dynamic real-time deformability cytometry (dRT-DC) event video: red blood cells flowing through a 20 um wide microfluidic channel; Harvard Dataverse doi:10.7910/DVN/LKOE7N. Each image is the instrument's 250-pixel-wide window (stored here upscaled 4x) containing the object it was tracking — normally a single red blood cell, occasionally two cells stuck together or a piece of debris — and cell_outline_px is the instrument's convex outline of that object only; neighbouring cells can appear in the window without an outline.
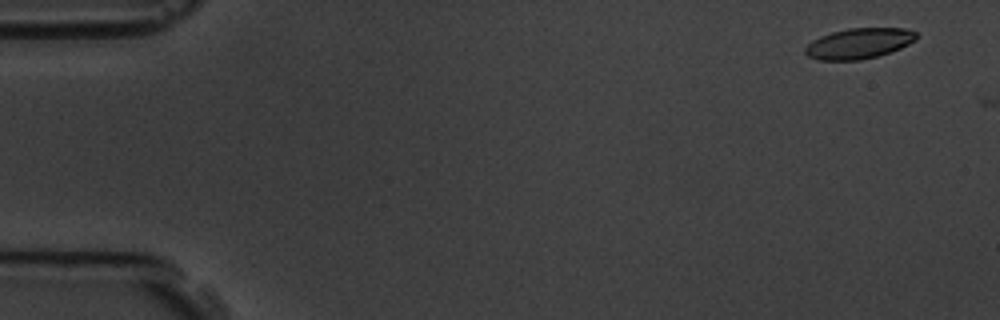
{"species": "common noctule bat (a hibernating species)", "species_latin": "Nyctalus noctula", "temperature_condition": "room temperature", "stored_images_in_passage": 2, "camera_frame_rate_fps": 3000, "um_per_image_px": 0.085, "animal": {"sex": "male", "body_mass_g": 19.5, "forearm_length_mm": 54.6}, "frame": {"image": 1, "passage_image": 1, "time_ms": 0.0, "image_size_px": [1000, 320], "cell_outline_px": [[916, 40], [900, 48], [876, 56], [860, 60], [820, 60], [808, 56], [804, 52], [804, 48], [812, 40], [820, 36], [832, 32], [848, 28], [904, 28], [916, 32]], "centroid_in_image_um": [72.98, 3.69], "position_along_channel_um": 12.0, "area_um2": 19.65}}